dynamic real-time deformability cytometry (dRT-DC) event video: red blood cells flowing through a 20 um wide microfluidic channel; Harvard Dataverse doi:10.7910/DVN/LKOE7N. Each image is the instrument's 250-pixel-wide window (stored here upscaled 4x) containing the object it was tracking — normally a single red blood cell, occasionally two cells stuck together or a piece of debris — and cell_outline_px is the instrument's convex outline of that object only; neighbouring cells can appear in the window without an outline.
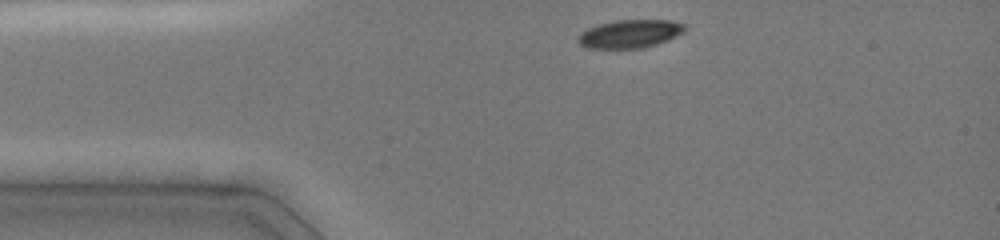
{"species": "common noctule bat (a hibernating species)", "species_latin": "Nyctalus noctula", "temperature_condition": "cold", "stored_images_in_passage": 47, "camera_frame_rate_fps": 3000, "um_per_image_px": 0.085, "animal": {"sex": "female", "body_mass_g": 19.0, "forearm_length_mm": 51.5}, "frame": {"image": 1, "passage_image": 1, "time_ms": 0.0, "image_size_px": [1000, 240], "cell_outline_px": [[684, 32], [668, 40], [644, 48], [584, 48], [576, 40], [580, 32], [588, 28], [600, 24], [616, 20], [668, 20], [684, 24]], "centroid_in_image_um": [53.5, 2.88], "position_along_channel_um": 31.5, "area_um2": 17.51}}
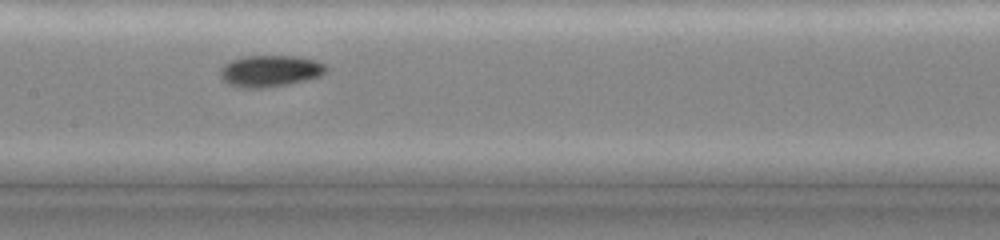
{"frame": {"image": 2, "passage_image": 26, "time_ms": 4.667, "image_size_px": [1000, 240], "cell_outline_px": [[328, 68], [320, 76], [288, 84], [268, 88], [244, 88], [228, 84], [220, 76], [220, 68], [224, 64], [232, 60], [244, 56], [296, 56], [316, 60], [328, 64]], "centroid_in_image_um": [22.97, 6.03], "position_along_channel_um": 184.4, "area_um2": 19.59}}
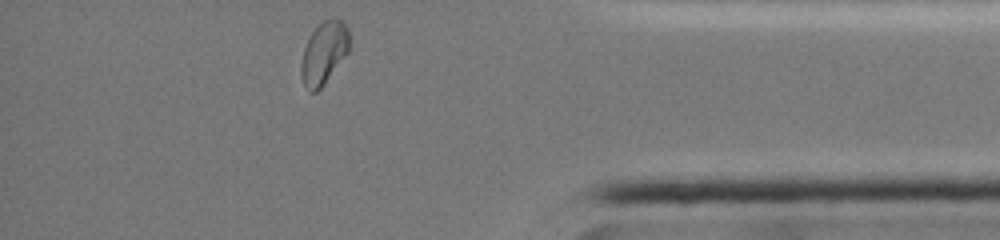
{"frame": {"image": 3, "passage_image": 46, "time_ms": 10.667, "image_size_px": [1000, 240], "cell_outline_px": [[348, 52], [320, 88], [316, 92], [308, 92], [300, 76], [300, 64], [304, 48], [312, 32], [324, 20], [340, 20], [348, 28]], "centroid_in_image_um": [27.49, 4.54], "position_along_channel_um": 407.7, "area_um2": 17.05}, "authors_computed_cell_mechanics": {"area_um2": 18.1492, "velocity_mm_per_s": 4.0077, "shape_relaxation_time_tau1_ms": 8.967, "shape_relaxation_time_tau2_ms": null, "deformation_change_tau1": 0.1779, "deformation_change_tau2": null}}